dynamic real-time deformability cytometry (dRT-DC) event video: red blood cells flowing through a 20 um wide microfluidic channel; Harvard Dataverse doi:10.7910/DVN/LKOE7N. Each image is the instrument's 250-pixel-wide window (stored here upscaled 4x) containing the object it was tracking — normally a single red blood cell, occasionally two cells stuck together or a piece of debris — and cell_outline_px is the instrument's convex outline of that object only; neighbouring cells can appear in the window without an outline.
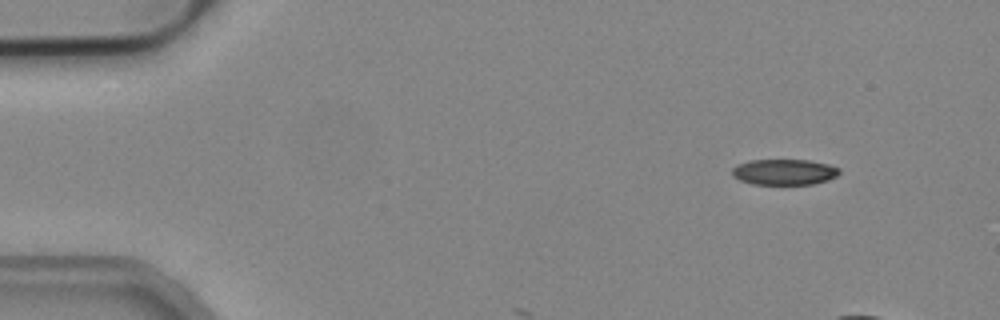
{"species": "common noctule bat (a hibernating species)", "species_latin": "Nyctalus noctula", "temperature_condition": "cold", "stored_images_in_passage": 3, "camera_frame_rate_fps": 3000, "um_per_image_px": 0.085, "animal": {"sex": "male", "body_mass_g": 19.2, "forearm_length_mm": 51.8}, "frame": {"image": 1, "passage_image": 1, "time_ms": 0.0, "image_size_px": [1000, 320], "cell_outline_px": [[840, 172], [836, 176], [828, 180], [812, 184], [752, 184], [740, 180], [732, 176], [732, 168], [736, 164], [748, 160], [808, 160], [828, 164], [840, 168]], "centroid_in_image_um": [66.63, 14.61], "position_along_channel_um": 18.4, "area_um2": 16.18}}